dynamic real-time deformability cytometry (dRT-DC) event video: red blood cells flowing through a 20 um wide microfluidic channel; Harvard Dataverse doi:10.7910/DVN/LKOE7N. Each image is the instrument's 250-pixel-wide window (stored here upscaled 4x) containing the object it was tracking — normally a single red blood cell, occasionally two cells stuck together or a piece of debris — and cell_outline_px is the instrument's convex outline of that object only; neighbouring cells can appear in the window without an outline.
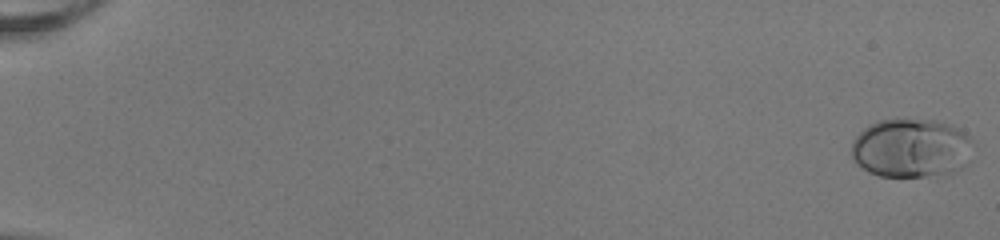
{"species": "human", "species_latin": "Homo sapiens", "temperature_condition": "room temperature", "stored_images_in_passage": 52, "camera_frame_rate_fps": 3000, "um_per_image_px": 0.085, "donor": {"sex": "female"}, "frame": {"image": 1, "passage_image": 1, "time_ms": 0.0, "image_size_px": [1000, 240], "cell_outline_px": [[972, 140], [968, 164], [964, 168], [956, 172], [924, 176], [880, 176], [868, 172], [856, 164], [852, 160], [852, 140], [868, 124], [880, 120], [936, 120], [952, 124], [972, 136]], "centroid_in_image_um": [77.47, 12.59], "position_along_channel_um": 7.5, "area_um2": 42.25}}
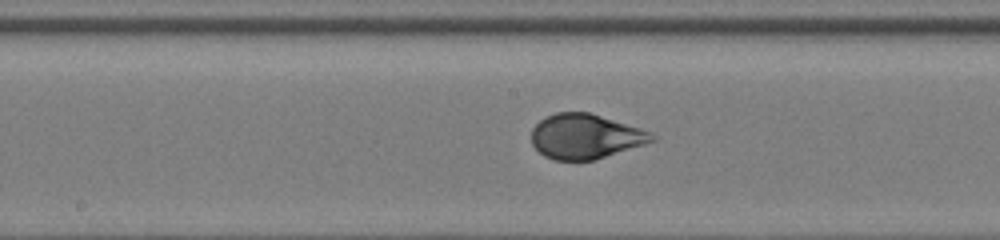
{"frame": {"image": 2, "passage_image": 30, "time_ms": 9.667, "image_size_px": [1000, 240], "cell_outline_px": [[660, 136], [656, 140], [644, 144], [592, 160], [556, 160], [544, 156], [532, 144], [532, 128], [544, 116], [556, 112], [588, 112], [640, 128], [652, 132]], "centroid_in_image_um": [49.76, 11.58], "position_along_channel_um": 198.4, "area_um2": 31.27}}
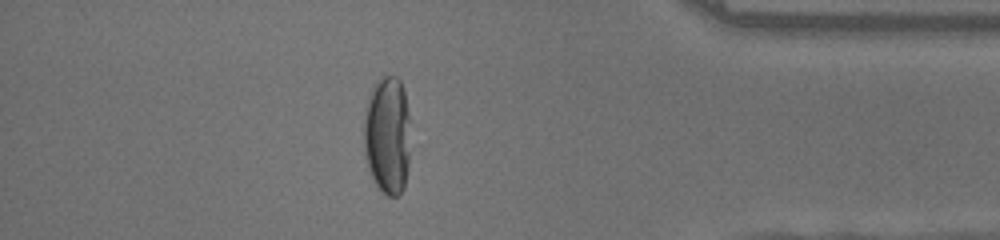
{"frame": {"image": 3, "passage_image": 47, "time_ms": 15.333, "image_size_px": [1000, 240], "cell_outline_px": [[408, 168], [404, 188], [400, 196], [388, 196], [376, 184], [368, 168], [364, 152], [364, 108], [372, 84], [376, 80], [384, 76], [396, 76], [400, 80], [404, 92], [408, 112]], "centroid_in_image_um": [32.9, 11.47], "position_along_channel_um": 402.3, "area_um2": 32.25}}